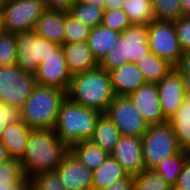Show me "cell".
Wrapping results in <instances>:
<instances>
[{"label": "cell", "mask_w": 190, "mask_h": 190, "mask_svg": "<svg viewBox=\"0 0 190 190\" xmlns=\"http://www.w3.org/2000/svg\"><path fill=\"white\" fill-rule=\"evenodd\" d=\"M28 182H17L14 184H0V190H22Z\"/></svg>", "instance_id": "obj_44"}, {"label": "cell", "mask_w": 190, "mask_h": 190, "mask_svg": "<svg viewBox=\"0 0 190 190\" xmlns=\"http://www.w3.org/2000/svg\"><path fill=\"white\" fill-rule=\"evenodd\" d=\"M0 31H2V19H1V13H0Z\"/></svg>", "instance_id": "obj_53"}, {"label": "cell", "mask_w": 190, "mask_h": 190, "mask_svg": "<svg viewBox=\"0 0 190 190\" xmlns=\"http://www.w3.org/2000/svg\"><path fill=\"white\" fill-rule=\"evenodd\" d=\"M69 148L61 142L53 129L32 130L20 162L27 178L43 172L55 171Z\"/></svg>", "instance_id": "obj_1"}, {"label": "cell", "mask_w": 190, "mask_h": 190, "mask_svg": "<svg viewBox=\"0 0 190 190\" xmlns=\"http://www.w3.org/2000/svg\"><path fill=\"white\" fill-rule=\"evenodd\" d=\"M55 172L66 190H93V171L84 166L70 151Z\"/></svg>", "instance_id": "obj_14"}, {"label": "cell", "mask_w": 190, "mask_h": 190, "mask_svg": "<svg viewBox=\"0 0 190 190\" xmlns=\"http://www.w3.org/2000/svg\"><path fill=\"white\" fill-rule=\"evenodd\" d=\"M120 137L118 128L105 113H102L89 141L110 154Z\"/></svg>", "instance_id": "obj_21"}, {"label": "cell", "mask_w": 190, "mask_h": 190, "mask_svg": "<svg viewBox=\"0 0 190 190\" xmlns=\"http://www.w3.org/2000/svg\"><path fill=\"white\" fill-rule=\"evenodd\" d=\"M115 96H129L146 84L137 64L128 62L109 71Z\"/></svg>", "instance_id": "obj_17"}, {"label": "cell", "mask_w": 190, "mask_h": 190, "mask_svg": "<svg viewBox=\"0 0 190 190\" xmlns=\"http://www.w3.org/2000/svg\"><path fill=\"white\" fill-rule=\"evenodd\" d=\"M182 16L190 15V0H180Z\"/></svg>", "instance_id": "obj_46"}, {"label": "cell", "mask_w": 190, "mask_h": 190, "mask_svg": "<svg viewBox=\"0 0 190 190\" xmlns=\"http://www.w3.org/2000/svg\"><path fill=\"white\" fill-rule=\"evenodd\" d=\"M22 190H34L29 183Z\"/></svg>", "instance_id": "obj_51"}, {"label": "cell", "mask_w": 190, "mask_h": 190, "mask_svg": "<svg viewBox=\"0 0 190 190\" xmlns=\"http://www.w3.org/2000/svg\"><path fill=\"white\" fill-rule=\"evenodd\" d=\"M125 0H106L103 6L104 12L115 11L123 9Z\"/></svg>", "instance_id": "obj_43"}, {"label": "cell", "mask_w": 190, "mask_h": 190, "mask_svg": "<svg viewBox=\"0 0 190 190\" xmlns=\"http://www.w3.org/2000/svg\"><path fill=\"white\" fill-rule=\"evenodd\" d=\"M142 147L144 167L147 170H153L162 160L181 150L169 122L149 125L142 135Z\"/></svg>", "instance_id": "obj_6"}, {"label": "cell", "mask_w": 190, "mask_h": 190, "mask_svg": "<svg viewBox=\"0 0 190 190\" xmlns=\"http://www.w3.org/2000/svg\"><path fill=\"white\" fill-rule=\"evenodd\" d=\"M11 159L7 148L0 142V163L6 162Z\"/></svg>", "instance_id": "obj_45"}, {"label": "cell", "mask_w": 190, "mask_h": 190, "mask_svg": "<svg viewBox=\"0 0 190 190\" xmlns=\"http://www.w3.org/2000/svg\"><path fill=\"white\" fill-rule=\"evenodd\" d=\"M67 97L81 106L105 113L115 98L110 73L100 67L73 75Z\"/></svg>", "instance_id": "obj_2"}, {"label": "cell", "mask_w": 190, "mask_h": 190, "mask_svg": "<svg viewBox=\"0 0 190 190\" xmlns=\"http://www.w3.org/2000/svg\"><path fill=\"white\" fill-rule=\"evenodd\" d=\"M147 38V25L131 24L116 39L99 62V67L109 72L128 62L137 64L143 56L151 52Z\"/></svg>", "instance_id": "obj_5"}, {"label": "cell", "mask_w": 190, "mask_h": 190, "mask_svg": "<svg viewBox=\"0 0 190 190\" xmlns=\"http://www.w3.org/2000/svg\"><path fill=\"white\" fill-rule=\"evenodd\" d=\"M178 145L185 150L190 145V100L185 98L175 116L169 121Z\"/></svg>", "instance_id": "obj_26"}, {"label": "cell", "mask_w": 190, "mask_h": 190, "mask_svg": "<svg viewBox=\"0 0 190 190\" xmlns=\"http://www.w3.org/2000/svg\"><path fill=\"white\" fill-rule=\"evenodd\" d=\"M17 46L16 65L25 72L34 74L38 65L52 55L60 46L38 36L34 30L15 33Z\"/></svg>", "instance_id": "obj_8"}, {"label": "cell", "mask_w": 190, "mask_h": 190, "mask_svg": "<svg viewBox=\"0 0 190 190\" xmlns=\"http://www.w3.org/2000/svg\"><path fill=\"white\" fill-rule=\"evenodd\" d=\"M45 10L44 0H7L1 13L2 31H32Z\"/></svg>", "instance_id": "obj_7"}, {"label": "cell", "mask_w": 190, "mask_h": 190, "mask_svg": "<svg viewBox=\"0 0 190 190\" xmlns=\"http://www.w3.org/2000/svg\"><path fill=\"white\" fill-rule=\"evenodd\" d=\"M134 177L132 175H126L124 178L117 180L112 185L102 190H133Z\"/></svg>", "instance_id": "obj_42"}, {"label": "cell", "mask_w": 190, "mask_h": 190, "mask_svg": "<svg viewBox=\"0 0 190 190\" xmlns=\"http://www.w3.org/2000/svg\"><path fill=\"white\" fill-rule=\"evenodd\" d=\"M46 9L69 12L77 0H44Z\"/></svg>", "instance_id": "obj_41"}, {"label": "cell", "mask_w": 190, "mask_h": 190, "mask_svg": "<svg viewBox=\"0 0 190 190\" xmlns=\"http://www.w3.org/2000/svg\"><path fill=\"white\" fill-rule=\"evenodd\" d=\"M31 131L23 121L6 126L2 132L0 142L7 148L11 158L20 160L23 157Z\"/></svg>", "instance_id": "obj_20"}, {"label": "cell", "mask_w": 190, "mask_h": 190, "mask_svg": "<svg viewBox=\"0 0 190 190\" xmlns=\"http://www.w3.org/2000/svg\"><path fill=\"white\" fill-rule=\"evenodd\" d=\"M105 114L123 136L142 137L149 127L128 96H115Z\"/></svg>", "instance_id": "obj_11"}, {"label": "cell", "mask_w": 190, "mask_h": 190, "mask_svg": "<svg viewBox=\"0 0 190 190\" xmlns=\"http://www.w3.org/2000/svg\"><path fill=\"white\" fill-rule=\"evenodd\" d=\"M127 173L123 170V167L112 156L108 158L93 171L92 184L93 190H102L117 180L124 178Z\"/></svg>", "instance_id": "obj_23"}, {"label": "cell", "mask_w": 190, "mask_h": 190, "mask_svg": "<svg viewBox=\"0 0 190 190\" xmlns=\"http://www.w3.org/2000/svg\"><path fill=\"white\" fill-rule=\"evenodd\" d=\"M137 66L143 73L147 83L156 84L173 69L171 64L156 56L153 52H149L143 56V58L138 61Z\"/></svg>", "instance_id": "obj_25"}, {"label": "cell", "mask_w": 190, "mask_h": 190, "mask_svg": "<svg viewBox=\"0 0 190 190\" xmlns=\"http://www.w3.org/2000/svg\"><path fill=\"white\" fill-rule=\"evenodd\" d=\"M123 11L132 24L148 25L154 20L151 0H125Z\"/></svg>", "instance_id": "obj_28"}, {"label": "cell", "mask_w": 190, "mask_h": 190, "mask_svg": "<svg viewBox=\"0 0 190 190\" xmlns=\"http://www.w3.org/2000/svg\"><path fill=\"white\" fill-rule=\"evenodd\" d=\"M90 27L65 12L64 43L87 42Z\"/></svg>", "instance_id": "obj_31"}, {"label": "cell", "mask_w": 190, "mask_h": 190, "mask_svg": "<svg viewBox=\"0 0 190 190\" xmlns=\"http://www.w3.org/2000/svg\"><path fill=\"white\" fill-rule=\"evenodd\" d=\"M110 156L118 161L128 175L135 176L145 169L142 137L121 135Z\"/></svg>", "instance_id": "obj_15"}, {"label": "cell", "mask_w": 190, "mask_h": 190, "mask_svg": "<svg viewBox=\"0 0 190 190\" xmlns=\"http://www.w3.org/2000/svg\"><path fill=\"white\" fill-rule=\"evenodd\" d=\"M77 1L82 2V3H88V4L94 5L96 7L103 8L106 0H77Z\"/></svg>", "instance_id": "obj_47"}, {"label": "cell", "mask_w": 190, "mask_h": 190, "mask_svg": "<svg viewBox=\"0 0 190 190\" xmlns=\"http://www.w3.org/2000/svg\"><path fill=\"white\" fill-rule=\"evenodd\" d=\"M65 12L46 9L38 18L35 33L46 40L64 44Z\"/></svg>", "instance_id": "obj_19"}, {"label": "cell", "mask_w": 190, "mask_h": 190, "mask_svg": "<svg viewBox=\"0 0 190 190\" xmlns=\"http://www.w3.org/2000/svg\"><path fill=\"white\" fill-rule=\"evenodd\" d=\"M69 151L91 171L96 170L110 155L89 140L72 145Z\"/></svg>", "instance_id": "obj_24"}, {"label": "cell", "mask_w": 190, "mask_h": 190, "mask_svg": "<svg viewBox=\"0 0 190 190\" xmlns=\"http://www.w3.org/2000/svg\"><path fill=\"white\" fill-rule=\"evenodd\" d=\"M17 182H28L20 160L11 158L0 163V184H14Z\"/></svg>", "instance_id": "obj_33"}, {"label": "cell", "mask_w": 190, "mask_h": 190, "mask_svg": "<svg viewBox=\"0 0 190 190\" xmlns=\"http://www.w3.org/2000/svg\"><path fill=\"white\" fill-rule=\"evenodd\" d=\"M34 77L37 85L68 91L72 75L68 70L61 46L38 65Z\"/></svg>", "instance_id": "obj_12"}, {"label": "cell", "mask_w": 190, "mask_h": 190, "mask_svg": "<svg viewBox=\"0 0 190 190\" xmlns=\"http://www.w3.org/2000/svg\"><path fill=\"white\" fill-rule=\"evenodd\" d=\"M133 190H171L172 187L167 181L154 170L144 169L139 174L133 176Z\"/></svg>", "instance_id": "obj_30"}, {"label": "cell", "mask_w": 190, "mask_h": 190, "mask_svg": "<svg viewBox=\"0 0 190 190\" xmlns=\"http://www.w3.org/2000/svg\"><path fill=\"white\" fill-rule=\"evenodd\" d=\"M173 69L179 75H190V49L182 52Z\"/></svg>", "instance_id": "obj_40"}, {"label": "cell", "mask_w": 190, "mask_h": 190, "mask_svg": "<svg viewBox=\"0 0 190 190\" xmlns=\"http://www.w3.org/2000/svg\"><path fill=\"white\" fill-rule=\"evenodd\" d=\"M136 109L141 113L148 125L167 122L159 102L156 83H146L129 96Z\"/></svg>", "instance_id": "obj_16"}, {"label": "cell", "mask_w": 190, "mask_h": 190, "mask_svg": "<svg viewBox=\"0 0 190 190\" xmlns=\"http://www.w3.org/2000/svg\"><path fill=\"white\" fill-rule=\"evenodd\" d=\"M22 121L21 108L0 101V138L7 125Z\"/></svg>", "instance_id": "obj_38"}, {"label": "cell", "mask_w": 190, "mask_h": 190, "mask_svg": "<svg viewBox=\"0 0 190 190\" xmlns=\"http://www.w3.org/2000/svg\"><path fill=\"white\" fill-rule=\"evenodd\" d=\"M185 153H186L187 158L190 159V145L185 149Z\"/></svg>", "instance_id": "obj_50"}, {"label": "cell", "mask_w": 190, "mask_h": 190, "mask_svg": "<svg viewBox=\"0 0 190 190\" xmlns=\"http://www.w3.org/2000/svg\"><path fill=\"white\" fill-rule=\"evenodd\" d=\"M175 190H190V159L186 158L177 183L173 187Z\"/></svg>", "instance_id": "obj_39"}, {"label": "cell", "mask_w": 190, "mask_h": 190, "mask_svg": "<svg viewBox=\"0 0 190 190\" xmlns=\"http://www.w3.org/2000/svg\"><path fill=\"white\" fill-rule=\"evenodd\" d=\"M61 49L72 76L99 67L87 42L64 43Z\"/></svg>", "instance_id": "obj_18"}, {"label": "cell", "mask_w": 190, "mask_h": 190, "mask_svg": "<svg viewBox=\"0 0 190 190\" xmlns=\"http://www.w3.org/2000/svg\"><path fill=\"white\" fill-rule=\"evenodd\" d=\"M28 183L34 190H66L55 171L31 176Z\"/></svg>", "instance_id": "obj_35"}, {"label": "cell", "mask_w": 190, "mask_h": 190, "mask_svg": "<svg viewBox=\"0 0 190 190\" xmlns=\"http://www.w3.org/2000/svg\"><path fill=\"white\" fill-rule=\"evenodd\" d=\"M186 158L185 150L181 149L178 153L162 160L153 170L157 174H160L173 188L177 183L178 176L181 173Z\"/></svg>", "instance_id": "obj_27"}, {"label": "cell", "mask_w": 190, "mask_h": 190, "mask_svg": "<svg viewBox=\"0 0 190 190\" xmlns=\"http://www.w3.org/2000/svg\"><path fill=\"white\" fill-rule=\"evenodd\" d=\"M147 29L150 51L174 66L183 51L173 21L154 19L147 25Z\"/></svg>", "instance_id": "obj_10"}, {"label": "cell", "mask_w": 190, "mask_h": 190, "mask_svg": "<svg viewBox=\"0 0 190 190\" xmlns=\"http://www.w3.org/2000/svg\"><path fill=\"white\" fill-rule=\"evenodd\" d=\"M7 0H0V13H2Z\"/></svg>", "instance_id": "obj_49"}, {"label": "cell", "mask_w": 190, "mask_h": 190, "mask_svg": "<svg viewBox=\"0 0 190 190\" xmlns=\"http://www.w3.org/2000/svg\"><path fill=\"white\" fill-rule=\"evenodd\" d=\"M185 87V91H190V75H181Z\"/></svg>", "instance_id": "obj_48"}, {"label": "cell", "mask_w": 190, "mask_h": 190, "mask_svg": "<svg viewBox=\"0 0 190 190\" xmlns=\"http://www.w3.org/2000/svg\"><path fill=\"white\" fill-rule=\"evenodd\" d=\"M173 23L181 50L190 49V15L181 16Z\"/></svg>", "instance_id": "obj_37"}, {"label": "cell", "mask_w": 190, "mask_h": 190, "mask_svg": "<svg viewBox=\"0 0 190 190\" xmlns=\"http://www.w3.org/2000/svg\"><path fill=\"white\" fill-rule=\"evenodd\" d=\"M156 86L164 119L169 122L186 98L182 76L172 69Z\"/></svg>", "instance_id": "obj_13"}, {"label": "cell", "mask_w": 190, "mask_h": 190, "mask_svg": "<svg viewBox=\"0 0 190 190\" xmlns=\"http://www.w3.org/2000/svg\"><path fill=\"white\" fill-rule=\"evenodd\" d=\"M101 114L66 97L61 104L53 130L61 142L70 148L78 142L88 141L91 138Z\"/></svg>", "instance_id": "obj_3"}, {"label": "cell", "mask_w": 190, "mask_h": 190, "mask_svg": "<svg viewBox=\"0 0 190 190\" xmlns=\"http://www.w3.org/2000/svg\"><path fill=\"white\" fill-rule=\"evenodd\" d=\"M69 13L88 27L94 28L102 24L104 10L103 8L77 1L71 7Z\"/></svg>", "instance_id": "obj_29"}, {"label": "cell", "mask_w": 190, "mask_h": 190, "mask_svg": "<svg viewBox=\"0 0 190 190\" xmlns=\"http://www.w3.org/2000/svg\"><path fill=\"white\" fill-rule=\"evenodd\" d=\"M34 74L17 65L0 67V101L21 108L36 86Z\"/></svg>", "instance_id": "obj_9"}, {"label": "cell", "mask_w": 190, "mask_h": 190, "mask_svg": "<svg viewBox=\"0 0 190 190\" xmlns=\"http://www.w3.org/2000/svg\"><path fill=\"white\" fill-rule=\"evenodd\" d=\"M120 34L102 24L90 29L87 43L98 62L109 52Z\"/></svg>", "instance_id": "obj_22"}, {"label": "cell", "mask_w": 190, "mask_h": 190, "mask_svg": "<svg viewBox=\"0 0 190 190\" xmlns=\"http://www.w3.org/2000/svg\"><path fill=\"white\" fill-rule=\"evenodd\" d=\"M15 33L0 31V67L16 65Z\"/></svg>", "instance_id": "obj_34"}, {"label": "cell", "mask_w": 190, "mask_h": 190, "mask_svg": "<svg viewBox=\"0 0 190 190\" xmlns=\"http://www.w3.org/2000/svg\"><path fill=\"white\" fill-rule=\"evenodd\" d=\"M156 20L175 21L182 16L180 0H151Z\"/></svg>", "instance_id": "obj_32"}, {"label": "cell", "mask_w": 190, "mask_h": 190, "mask_svg": "<svg viewBox=\"0 0 190 190\" xmlns=\"http://www.w3.org/2000/svg\"><path fill=\"white\" fill-rule=\"evenodd\" d=\"M131 24L123 9L104 12L103 14L102 25L119 33H122Z\"/></svg>", "instance_id": "obj_36"}, {"label": "cell", "mask_w": 190, "mask_h": 190, "mask_svg": "<svg viewBox=\"0 0 190 190\" xmlns=\"http://www.w3.org/2000/svg\"><path fill=\"white\" fill-rule=\"evenodd\" d=\"M67 92L59 88L36 85L21 107L22 121L31 130H50L60 111Z\"/></svg>", "instance_id": "obj_4"}, {"label": "cell", "mask_w": 190, "mask_h": 190, "mask_svg": "<svg viewBox=\"0 0 190 190\" xmlns=\"http://www.w3.org/2000/svg\"><path fill=\"white\" fill-rule=\"evenodd\" d=\"M186 98H188V100H190V91L186 92Z\"/></svg>", "instance_id": "obj_52"}]
</instances>
